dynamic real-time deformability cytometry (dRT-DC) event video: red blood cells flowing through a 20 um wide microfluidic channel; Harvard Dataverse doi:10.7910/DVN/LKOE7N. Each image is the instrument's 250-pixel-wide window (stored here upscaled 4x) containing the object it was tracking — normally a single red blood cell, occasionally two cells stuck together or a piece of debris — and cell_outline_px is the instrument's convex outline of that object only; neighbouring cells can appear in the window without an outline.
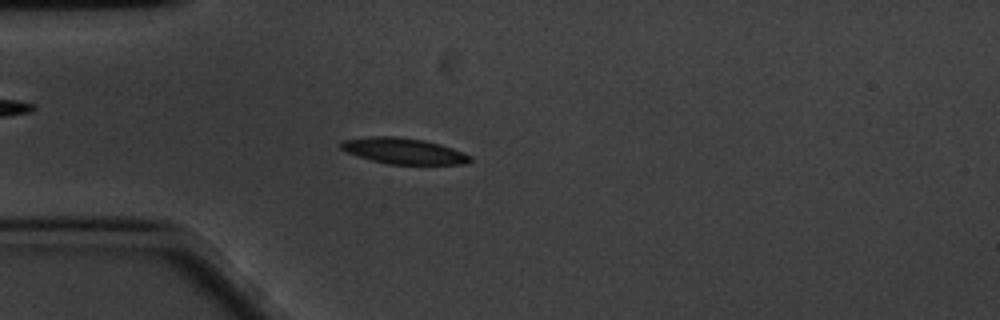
{"species": "common noctule bat (a hibernating species)", "species_latin": "Nyctalus noctula", "temperature_condition": "cold", "stored_images_in_passage": 58, "camera_frame_rate_fps": 3000, "um_per_image_px": 0.085, "animal": {"sex": "male", "body_mass_g": 20.1, "forearm_length_mm": 53.5}, "frame": {"image": 1, "passage_image": 15, "time_ms": 4.667, "image_size_px": [1000, 320], "cell_outline_px": [[472, 160], [468, 164], [388, 164], [372, 160], [348, 152], [340, 148], [340, 144], [344, 140], [372, 136], [396, 136], [424, 140], [440, 144], [464, 152], [472, 156]], "centroid_in_image_um": [34.37, 12.83], "position_along_channel_um": 50.6, "area_um2": 19.42}}
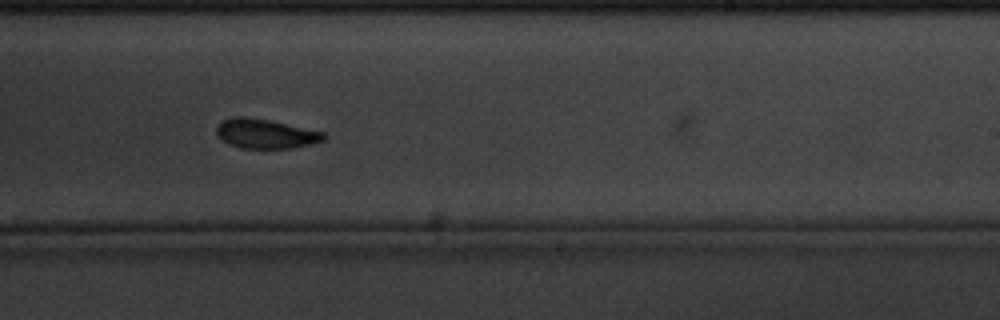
{"frame": {"image": 2, "passage_image": 35, "time_ms": 11.333, "image_size_px": [1000, 320], "cell_outline_px": [[324, 140], [292, 148], [240, 148], [228, 144], [220, 140], [216, 132], [216, 128], [220, 120], [236, 116], [244, 116], [268, 120], [324, 132]], "centroid_in_image_um": [22.48, 11.36], "position_along_channel_um": 266.5, "area_um2": 18.32}}
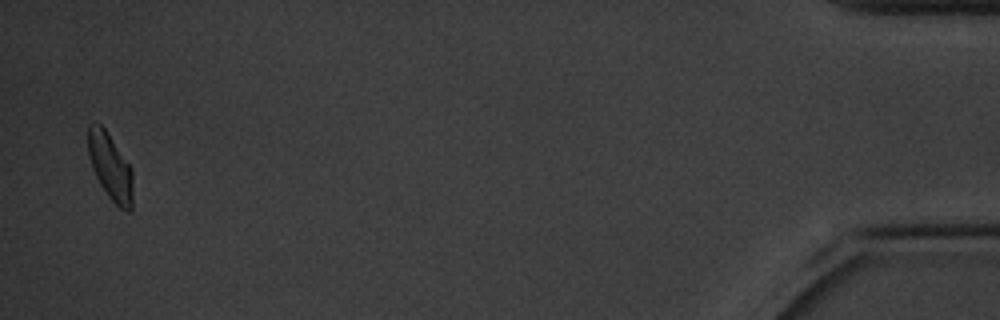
{"frame": {"image": 3, "passage_image": 57, "time_ms": 18.667, "image_size_px": [1000, 320], "cell_outline_px": [[132, 212], [128, 212], [120, 208], [108, 196], [100, 184], [92, 168], [88, 156], [88, 124], [100, 124], [104, 128], [132, 168]], "centroid_in_image_um": [9.38, 14.2], "position_along_channel_um": 425.8, "area_um2": 17.28}, "authors_computed_cell_mechanics": {"area_um2": 18.6405, "velocity_mm_per_s": 3.375, "shape_relaxation_time_tau1_ms": 2.5806, "shape_relaxation_time_tau2_ms": 4.4888, "deformation_change_tau1": 0.1138, "deformation_change_tau2": 0.1096}}